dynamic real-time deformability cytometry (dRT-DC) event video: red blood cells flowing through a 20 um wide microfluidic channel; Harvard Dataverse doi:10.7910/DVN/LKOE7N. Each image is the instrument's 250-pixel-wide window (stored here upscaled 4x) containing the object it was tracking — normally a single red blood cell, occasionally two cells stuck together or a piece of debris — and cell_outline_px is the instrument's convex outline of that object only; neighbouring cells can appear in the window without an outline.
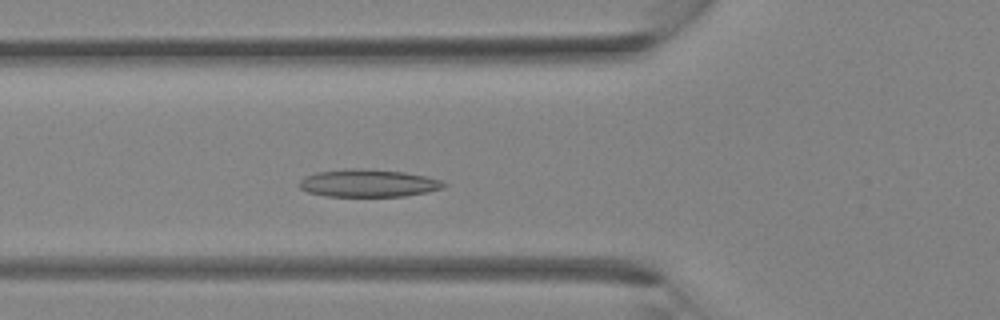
{"species": "Egyptian fruit bat (a non-hibernating species)", "species_latin": "Rousettus aegyptiacus", "temperature_condition": "room temperature", "stored_images_in_passage": 25, "camera_frame_rate_fps": 3000, "um_per_image_px": 0.085, "animal": {"sex": "female"}, "frame": {"image": 1, "passage_image": 2, "time_ms": 0.333, "image_size_px": [1000, 320], "cell_outline_px": [[448, 184], [444, 188], [428, 192], [404, 196], [324, 196], [308, 192], [300, 188], [300, 180], [304, 176], [316, 172], [348, 168], [356, 168], [404, 172], [424, 176], [440, 180]], "centroid_in_image_um": [31.29, 15.57], "position_along_channel_um": 94.5, "area_um2": 23.24}}
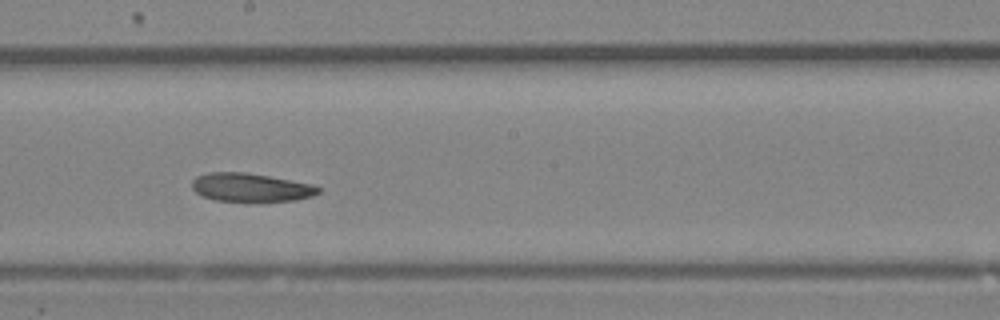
{"frame": {"image": 2, "passage_image": 9, "time_ms": 2.667, "image_size_px": [1000, 320], "cell_outline_px": [[324, 188], [320, 192], [312, 196], [296, 200], [216, 200], [204, 196], [196, 192], [192, 188], [192, 180], [196, 176], [208, 172], [244, 172], [268, 176], [312, 184]], "centroid_in_image_um": [21.33, 15.91], "position_along_channel_um": 226.9, "area_um2": 20.58}}
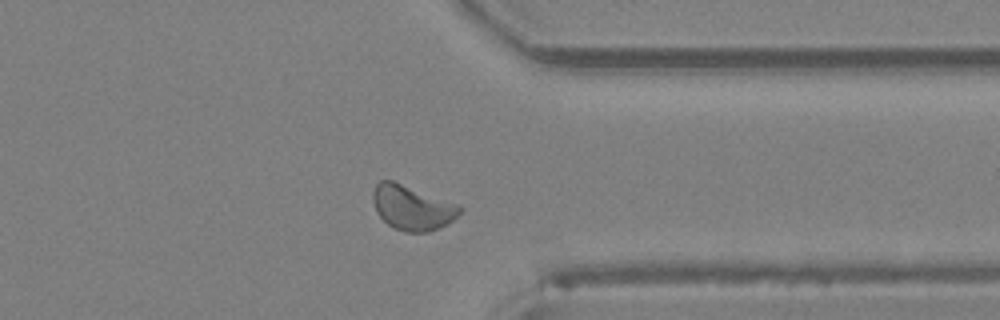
{"frame": {"image": 3, "passage_image": 17, "time_ms": 5.333, "image_size_px": [1000, 320], "cell_outline_px": [[464, 208], [448, 224], [428, 232], [404, 232], [392, 228], [376, 212], [372, 200], [372, 192], [376, 184], [380, 180], [392, 180], [460, 204]], "centroid_in_image_um": [35.03, 17.65], "position_along_channel_um": 376.4, "area_um2": 22.89}}